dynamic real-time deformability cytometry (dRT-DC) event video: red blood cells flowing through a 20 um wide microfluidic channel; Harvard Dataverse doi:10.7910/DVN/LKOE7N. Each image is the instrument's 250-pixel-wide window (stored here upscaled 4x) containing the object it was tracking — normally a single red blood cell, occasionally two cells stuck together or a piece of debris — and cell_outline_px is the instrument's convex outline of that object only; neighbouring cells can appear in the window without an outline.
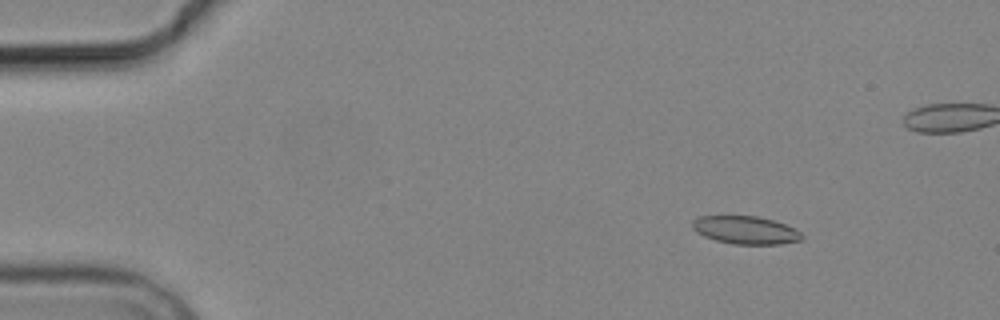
{"species": "common noctule bat (a hibernating species)", "species_latin": "Nyctalus noctula", "temperature_condition": "cold", "stored_images_in_passage": 6, "camera_frame_rate_fps": 3000, "um_per_image_px": 0.085, "animal": {"sex": "male", "body_mass_g": 19.2, "forearm_length_mm": 51.8}, "frame": {"image": 1, "passage_image": 2, "time_ms": 1.333, "image_size_px": [1000, 320], "cell_outline_px": [[804, 240], [780, 244], [732, 244], [716, 240], [704, 236], [696, 232], [692, 228], [692, 220], [700, 216], [756, 216], [772, 220], [784, 224], [800, 232], [804, 236]], "centroid_in_image_um": [63.36, 19.56], "position_along_channel_um": 21.6, "area_um2": 17.8}}